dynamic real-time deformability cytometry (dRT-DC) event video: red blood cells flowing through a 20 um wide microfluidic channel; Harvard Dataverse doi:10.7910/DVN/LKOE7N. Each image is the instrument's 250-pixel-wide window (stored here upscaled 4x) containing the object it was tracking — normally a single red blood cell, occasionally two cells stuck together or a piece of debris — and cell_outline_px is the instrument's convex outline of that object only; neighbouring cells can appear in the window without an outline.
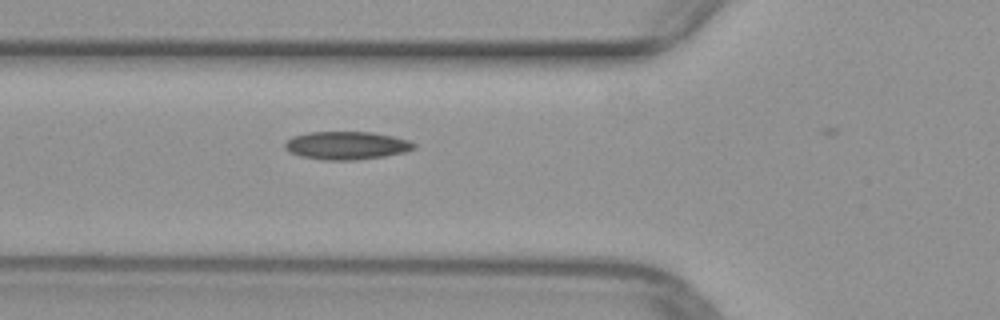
{"species": "common noctule bat (a hibernating species)", "species_latin": "Nyctalus noctula", "temperature_condition": "warm", "stored_images_in_passage": 8, "camera_frame_rate_fps": 3000, "um_per_image_px": 0.085, "animal": {"sex": "female", "body_mass_g": 29.2, "forearm_length_mm": 56.3}, "frame": {"image": 1, "passage_image": 4, "time_ms": 1.0, "image_size_px": [1000, 320], "cell_outline_px": [[416, 148], [404, 152], [384, 156], [356, 160], [324, 160], [300, 156], [288, 152], [284, 148], [284, 144], [292, 136], [308, 132], [372, 132], [392, 136], [408, 140], [416, 144]], "centroid_in_image_um": [29.43, 12.37], "position_along_channel_um": 96.4, "area_um2": 21.15}}
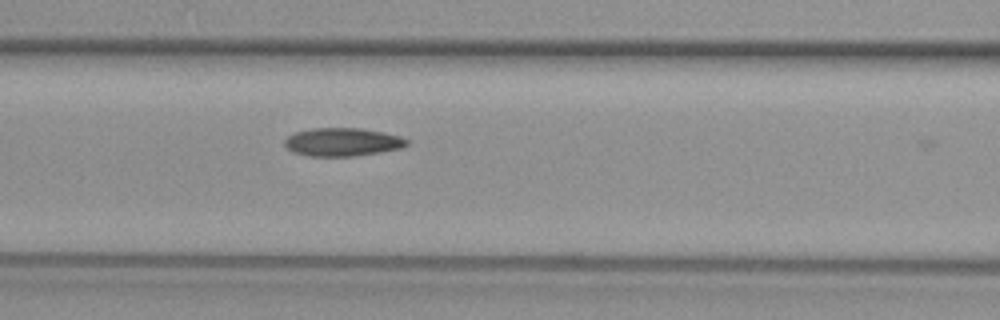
{"frame": {"image": 2, "passage_image": 7, "time_ms": 2.0, "image_size_px": [1000, 320], "cell_outline_px": [[408, 144], [400, 148], [380, 152], [352, 156], [308, 156], [296, 152], [288, 148], [284, 144], [284, 140], [288, 136], [296, 132], [312, 128], [360, 128], [384, 132], [400, 136], [408, 140]], "centroid_in_image_um": [29.12, 12.06], "position_along_channel_um": 137.5, "area_um2": 19.94}}